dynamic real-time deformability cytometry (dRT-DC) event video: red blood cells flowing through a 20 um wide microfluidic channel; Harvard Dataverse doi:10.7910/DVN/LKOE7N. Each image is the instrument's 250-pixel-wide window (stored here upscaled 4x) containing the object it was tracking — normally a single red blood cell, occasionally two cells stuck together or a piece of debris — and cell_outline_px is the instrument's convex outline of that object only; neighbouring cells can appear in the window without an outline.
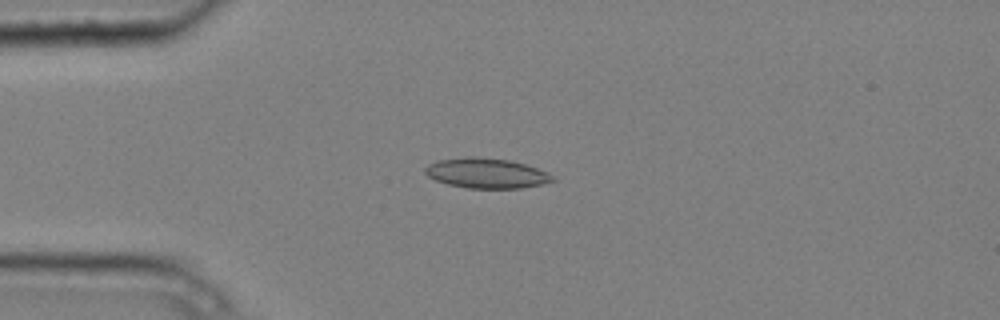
{"species": "common noctule bat (a hibernating species)", "species_latin": "Nyctalus noctula", "temperature_condition": "cold", "stored_images_in_passage": 7, "camera_frame_rate_fps": 3000, "um_per_image_px": 0.085, "animal": {"sex": "male", "body_mass_g": 20.4}, "frame": {"image": 1, "passage_image": 3, "time_ms": 0.667, "image_size_px": [1000, 320], "cell_outline_px": [[556, 180], [544, 184], [520, 188], [468, 188], [448, 184], [436, 180], [428, 176], [424, 172], [424, 168], [428, 164], [440, 160], [468, 156], [472, 156], [508, 160], [524, 164], [536, 168], [552, 176]], "centroid_in_image_um": [41.32, 14.72], "position_along_channel_um": 43.7, "area_um2": 22.08}}
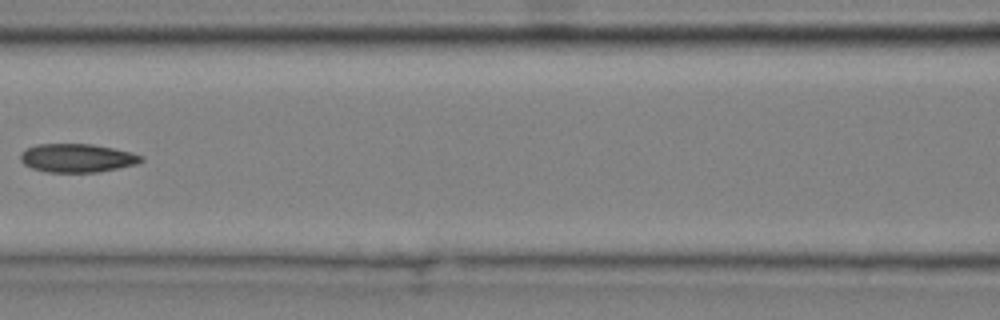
{"frame": {"image": 2, "passage_image": 6, "time_ms": 1.667, "image_size_px": [1000, 320], "cell_outline_px": [[144, 160], [136, 164], [96, 172], [48, 172], [32, 168], [24, 164], [20, 160], [20, 152], [24, 148], [36, 144], [92, 144], [132, 152], [144, 156]], "centroid_in_image_um": [6.52, 13.42], "position_along_channel_um": 160.1, "area_um2": 20.11}}
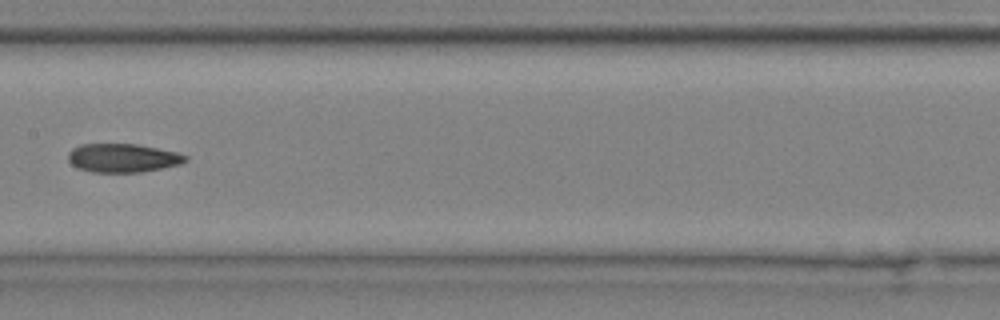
{"frame": {"image": 3, "passage_image": 7, "time_ms": 2.0, "image_size_px": [1000, 320], "cell_outline_px": [[188, 160], [180, 164], [140, 172], [92, 172], [76, 168], [68, 160], [68, 152], [72, 148], [80, 144], [136, 144], [176, 152], [188, 156]], "centroid_in_image_um": [10.4, 13.42], "position_along_channel_um": 197.0, "area_um2": 19.54}}